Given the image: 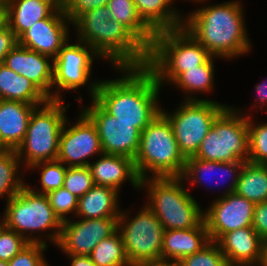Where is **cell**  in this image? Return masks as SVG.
Listing matches in <instances>:
<instances>
[{
  "label": "cell",
  "instance_id": "obj_1",
  "mask_svg": "<svg viewBox=\"0 0 267 266\" xmlns=\"http://www.w3.org/2000/svg\"><path fill=\"white\" fill-rule=\"evenodd\" d=\"M115 69L126 73L117 79L95 80L89 84L91 100L111 116L134 124L142 132L161 111L158 101L161 87L146 66Z\"/></svg>",
  "mask_w": 267,
  "mask_h": 266
},
{
  "label": "cell",
  "instance_id": "obj_2",
  "mask_svg": "<svg viewBox=\"0 0 267 266\" xmlns=\"http://www.w3.org/2000/svg\"><path fill=\"white\" fill-rule=\"evenodd\" d=\"M243 6L237 0L201 7L187 14L183 28L212 57L232 59L251 50L244 23Z\"/></svg>",
  "mask_w": 267,
  "mask_h": 266
},
{
  "label": "cell",
  "instance_id": "obj_3",
  "mask_svg": "<svg viewBox=\"0 0 267 266\" xmlns=\"http://www.w3.org/2000/svg\"><path fill=\"white\" fill-rule=\"evenodd\" d=\"M73 26L78 40L112 62L114 68L147 65L148 48L126 26L111 18L107 6L88 11Z\"/></svg>",
  "mask_w": 267,
  "mask_h": 266
},
{
  "label": "cell",
  "instance_id": "obj_4",
  "mask_svg": "<svg viewBox=\"0 0 267 266\" xmlns=\"http://www.w3.org/2000/svg\"><path fill=\"white\" fill-rule=\"evenodd\" d=\"M210 57L208 50L180 27L155 34L146 67L161 87L164 82L171 84L186 70L203 65Z\"/></svg>",
  "mask_w": 267,
  "mask_h": 266
},
{
  "label": "cell",
  "instance_id": "obj_5",
  "mask_svg": "<svg viewBox=\"0 0 267 266\" xmlns=\"http://www.w3.org/2000/svg\"><path fill=\"white\" fill-rule=\"evenodd\" d=\"M186 158L180 152L168 118L160 111L140 135L138 153L134 159L141 179L153 177H181Z\"/></svg>",
  "mask_w": 267,
  "mask_h": 266
},
{
  "label": "cell",
  "instance_id": "obj_6",
  "mask_svg": "<svg viewBox=\"0 0 267 266\" xmlns=\"http://www.w3.org/2000/svg\"><path fill=\"white\" fill-rule=\"evenodd\" d=\"M181 177H148L140 188H148L145 204L160 220L165 230L197 227L204 219L197 201L184 188Z\"/></svg>",
  "mask_w": 267,
  "mask_h": 266
},
{
  "label": "cell",
  "instance_id": "obj_7",
  "mask_svg": "<svg viewBox=\"0 0 267 266\" xmlns=\"http://www.w3.org/2000/svg\"><path fill=\"white\" fill-rule=\"evenodd\" d=\"M5 208L2 218H4V225L7 228L26 238L29 243L36 242L46 245L49 242L31 234L36 232L38 235V231L50 230L53 232L48 234V237L44 236L50 242L53 241L54 245L57 244L63 222L54 213L46 194L34 192L30 185L26 184L7 201Z\"/></svg>",
  "mask_w": 267,
  "mask_h": 266
},
{
  "label": "cell",
  "instance_id": "obj_8",
  "mask_svg": "<svg viewBox=\"0 0 267 266\" xmlns=\"http://www.w3.org/2000/svg\"><path fill=\"white\" fill-rule=\"evenodd\" d=\"M63 103V100L49 99L33 110L24 140L15 150L25 168L57 159L60 134L69 120L64 115L67 110Z\"/></svg>",
  "mask_w": 267,
  "mask_h": 266
},
{
  "label": "cell",
  "instance_id": "obj_9",
  "mask_svg": "<svg viewBox=\"0 0 267 266\" xmlns=\"http://www.w3.org/2000/svg\"><path fill=\"white\" fill-rule=\"evenodd\" d=\"M240 111L227 106L216 117L193 157L217 162H248V115Z\"/></svg>",
  "mask_w": 267,
  "mask_h": 266
},
{
  "label": "cell",
  "instance_id": "obj_10",
  "mask_svg": "<svg viewBox=\"0 0 267 266\" xmlns=\"http://www.w3.org/2000/svg\"><path fill=\"white\" fill-rule=\"evenodd\" d=\"M188 96V97H187ZM177 110L161 112L168 118L180 152L185 158L194 156L216 117L228 106L214 100L187 95Z\"/></svg>",
  "mask_w": 267,
  "mask_h": 266
},
{
  "label": "cell",
  "instance_id": "obj_11",
  "mask_svg": "<svg viewBox=\"0 0 267 266\" xmlns=\"http://www.w3.org/2000/svg\"><path fill=\"white\" fill-rule=\"evenodd\" d=\"M127 214L124 210L119 214L118 231L130 265L161 260L165 229L158 217L146 205L132 219Z\"/></svg>",
  "mask_w": 267,
  "mask_h": 266
},
{
  "label": "cell",
  "instance_id": "obj_12",
  "mask_svg": "<svg viewBox=\"0 0 267 266\" xmlns=\"http://www.w3.org/2000/svg\"><path fill=\"white\" fill-rule=\"evenodd\" d=\"M68 42L53 59V100H62L60 91L77 90L90 79L93 58L100 56L87 44Z\"/></svg>",
  "mask_w": 267,
  "mask_h": 266
},
{
  "label": "cell",
  "instance_id": "obj_13",
  "mask_svg": "<svg viewBox=\"0 0 267 266\" xmlns=\"http://www.w3.org/2000/svg\"><path fill=\"white\" fill-rule=\"evenodd\" d=\"M82 111L95 124L102 152L135 159L140 145L141 132L132 123L119 121L108 114L94 99Z\"/></svg>",
  "mask_w": 267,
  "mask_h": 266
},
{
  "label": "cell",
  "instance_id": "obj_14",
  "mask_svg": "<svg viewBox=\"0 0 267 266\" xmlns=\"http://www.w3.org/2000/svg\"><path fill=\"white\" fill-rule=\"evenodd\" d=\"M77 123L62 128L59 139L58 161L67 167L89 166L88 158L102 154L97 128L91 119L81 111Z\"/></svg>",
  "mask_w": 267,
  "mask_h": 266
},
{
  "label": "cell",
  "instance_id": "obj_15",
  "mask_svg": "<svg viewBox=\"0 0 267 266\" xmlns=\"http://www.w3.org/2000/svg\"><path fill=\"white\" fill-rule=\"evenodd\" d=\"M218 198L203 214L210 240L215 242L225 233L252 226L255 208L254 203L235 192Z\"/></svg>",
  "mask_w": 267,
  "mask_h": 266
},
{
  "label": "cell",
  "instance_id": "obj_16",
  "mask_svg": "<svg viewBox=\"0 0 267 266\" xmlns=\"http://www.w3.org/2000/svg\"><path fill=\"white\" fill-rule=\"evenodd\" d=\"M118 230V217L67 219L56 244L67 255H89L95 246Z\"/></svg>",
  "mask_w": 267,
  "mask_h": 266
},
{
  "label": "cell",
  "instance_id": "obj_17",
  "mask_svg": "<svg viewBox=\"0 0 267 266\" xmlns=\"http://www.w3.org/2000/svg\"><path fill=\"white\" fill-rule=\"evenodd\" d=\"M69 24L72 23L61 4L48 18L37 21L27 29L18 38V44L54 59L59 50L69 42Z\"/></svg>",
  "mask_w": 267,
  "mask_h": 266
},
{
  "label": "cell",
  "instance_id": "obj_18",
  "mask_svg": "<svg viewBox=\"0 0 267 266\" xmlns=\"http://www.w3.org/2000/svg\"><path fill=\"white\" fill-rule=\"evenodd\" d=\"M3 64L15 73L32 81L50 100H53L54 64L50 56L17 44L6 55Z\"/></svg>",
  "mask_w": 267,
  "mask_h": 266
},
{
  "label": "cell",
  "instance_id": "obj_19",
  "mask_svg": "<svg viewBox=\"0 0 267 266\" xmlns=\"http://www.w3.org/2000/svg\"><path fill=\"white\" fill-rule=\"evenodd\" d=\"M217 243L227 264L260 266L262 239L252 226L225 233Z\"/></svg>",
  "mask_w": 267,
  "mask_h": 266
},
{
  "label": "cell",
  "instance_id": "obj_20",
  "mask_svg": "<svg viewBox=\"0 0 267 266\" xmlns=\"http://www.w3.org/2000/svg\"><path fill=\"white\" fill-rule=\"evenodd\" d=\"M99 156L97 161L89 164L95 185L108 186L119 192L121 184L129 180L135 189L140 188V178L133 159L106 153Z\"/></svg>",
  "mask_w": 267,
  "mask_h": 266
},
{
  "label": "cell",
  "instance_id": "obj_21",
  "mask_svg": "<svg viewBox=\"0 0 267 266\" xmlns=\"http://www.w3.org/2000/svg\"><path fill=\"white\" fill-rule=\"evenodd\" d=\"M40 105L0 99V145L16 150L24 140L30 116Z\"/></svg>",
  "mask_w": 267,
  "mask_h": 266
},
{
  "label": "cell",
  "instance_id": "obj_22",
  "mask_svg": "<svg viewBox=\"0 0 267 266\" xmlns=\"http://www.w3.org/2000/svg\"><path fill=\"white\" fill-rule=\"evenodd\" d=\"M210 241L204 220L194 228L165 230L161 260L179 262L200 251Z\"/></svg>",
  "mask_w": 267,
  "mask_h": 266
},
{
  "label": "cell",
  "instance_id": "obj_23",
  "mask_svg": "<svg viewBox=\"0 0 267 266\" xmlns=\"http://www.w3.org/2000/svg\"><path fill=\"white\" fill-rule=\"evenodd\" d=\"M7 25L19 38L37 21L48 18L60 5V0H5Z\"/></svg>",
  "mask_w": 267,
  "mask_h": 266
},
{
  "label": "cell",
  "instance_id": "obj_24",
  "mask_svg": "<svg viewBox=\"0 0 267 266\" xmlns=\"http://www.w3.org/2000/svg\"><path fill=\"white\" fill-rule=\"evenodd\" d=\"M244 163L245 161H235V162L207 161L204 159H197L196 157L191 156L186 158L185 167L181 175V178L183 179V181L192 180L190 184H196V183L201 184L202 182H206L208 180L207 177L210 173L216 178L215 180H219V178L217 177L218 175L217 174L214 175L213 172L214 173L220 172L223 177L228 176V178L230 177V180L232 179L231 183L228 185L229 186L228 189L226 190L225 193L223 192L222 194V195H227L235 191L239 175ZM212 175H209L211 176L210 178L213 177ZM218 183L219 182H217V185Z\"/></svg>",
  "mask_w": 267,
  "mask_h": 266
},
{
  "label": "cell",
  "instance_id": "obj_25",
  "mask_svg": "<svg viewBox=\"0 0 267 266\" xmlns=\"http://www.w3.org/2000/svg\"><path fill=\"white\" fill-rule=\"evenodd\" d=\"M119 192L108 186L94 185L78 198L76 215L82 219L119 217Z\"/></svg>",
  "mask_w": 267,
  "mask_h": 266
},
{
  "label": "cell",
  "instance_id": "obj_26",
  "mask_svg": "<svg viewBox=\"0 0 267 266\" xmlns=\"http://www.w3.org/2000/svg\"><path fill=\"white\" fill-rule=\"evenodd\" d=\"M0 99L42 105L49 98L29 79L0 64Z\"/></svg>",
  "mask_w": 267,
  "mask_h": 266
},
{
  "label": "cell",
  "instance_id": "obj_27",
  "mask_svg": "<svg viewBox=\"0 0 267 266\" xmlns=\"http://www.w3.org/2000/svg\"><path fill=\"white\" fill-rule=\"evenodd\" d=\"M141 19L155 32L183 27L184 19L171 6L175 0H133ZM181 15V16H180Z\"/></svg>",
  "mask_w": 267,
  "mask_h": 266
},
{
  "label": "cell",
  "instance_id": "obj_28",
  "mask_svg": "<svg viewBox=\"0 0 267 266\" xmlns=\"http://www.w3.org/2000/svg\"><path fill=\"white\" fill-rule=\"evenodd\" d=\"M107 7L111 18L126 26L148 49L155 32L141 19L133 0H109Z\"/></svg>",
  "mask_w": 267,
  "mask_h": 266
},
{
  "label": "cell",
  "instance_id": "obj_29",
  "mask_svg": "<svg viewBox=\"0 0 267 266\" xmlns=\"http://www.w3.org/2000/svg\"><path fill=\"white\" fill-rule=\"evenodd\" d=\"M234 192L254 204L267 201V165L245 162Z\"/></svg>",
  "mask_w": 267,
  "mask_h": 266
},
{
  "label": "cell",
  "instance_id": "obj_30",
  "mask_svg": "<svg viewBox=\"0 0 267 266\" xmlns=\"http://www.w3.org/2000/svg\"><path fill=\"white\" fill-rule=\"evenodd\" d=\"M213 58L215 57L211 56L203 65L181 73L172 84L177 85L178 88L186 91L187 94L211 92L215 74Z\"/></svg>",
  "mask_w": 267,
  "mask_h": 266
},
{
  "label": "cell",
  "instance_id": "obj_31",
  "mask_svg": "<svg viewBox=\"0 0 267 266\" xmlns=\"http://www.w3.org/2000/svg\"><path fill=\"white\" fill-rule=\"evenodd\" d=\"M89 257L96 266H131L118 230L100 241L90 252Z\"/></svg>",
  "mask_w": 267,
  "mask_h": 266
},
{
  "label": "cell",
  "instance_id": "obj_32",
  "mask_svg": "<svg viewBox=\"0 0 267 266\" xmlns=\"http://www.w3.org/2000/svg\"><path fill=\"white\" fill-rule=\"evenodd\" d=\"M21 164L13 149L0 151V198L7 196V201L17 194L26 184L18 175Z\"/></svg>",
  "mask_w": 267,
  "mask_h": 266
},
{
  "label": "cell",
  "instance_id": "obj_33",
  "mask_svg": "<svg viewBox=\"0 0 267 266\" xmlns=\"http://www.w3.org/2000/svg\"><path fill=\"white\" fill-rule=\"evenodd\" d=\"M41 169V189L38 191L35 188L30 187L34 192L41 194H48L53 190H57L63 187V182L67 170V166L58 160L39 162L33 164L29 169ZM40 190V191H39Z\"/></svg>",
  "mask_w": 267,
  "mask_h": 266
},
{
  "label": "cell",
  "instance_id": "obj_34",
  "mask_svg": "<svg viewBox=\"0 0 267 266\" xmlns=\"http://www.w3.org/2000/svg\"><path fill=\"white\" fill-rule=\"evenodd\" d=\"M248 162L267 165V123L256 125L248 116Z\"/></svg>",
  "mask_w": 267,
  "mask_h": 266
},
{
  "label": "cell",
  "instance_id": "obj_35",
  "mask_svg": "<svg viewBox=\"0 0 267 266\" xmlns=\"http://www.w3.org/2000/svg\"><path fill=\"white\" fill-rule=\"evenodd\" d=\"M178 266H225L226 258L219 245L215 241H210L200 251L184 257Z\"/></svg>",
  "mask_w": 267,
  "mask_h": 266
},
{
  "label": "cell",
  "instance_id": "obj_36",
  "mask_svg": "<svg viewBox=\"0 0 267 266\" xmlns=\"http://www.w3.org/2000/svg\"><path fill=\"white\" fill-rule=\"evenodd\" d=\"M89 166L67 167L63 187L78 198L94 186Z\"/></svg>",
  "mask_w": 267,
  "mask_h": 266
},
{
  "label": "cell",
  "instance_id": "obj_37",
  "mask_svg": "<svg viewBox=\"0 0 267 266\" xmlns=\"http://www.w3.org/2000/svg\"><path fill=\"white\" fill-rule=\"evenodd\" d=\"M46 195L50 201V205L53 208L54 213L62 222L68 219L66 215L72 212L74 215H76L78 197L64 187L53 190Z\"/></svg>",
  "mask_w": 267,
  "mask_h": 266
},
{
  "label": "cell",
  "instance_id": "obj_38",
  "mask_svg": "<svg viewBox=\"0 0 267 266\" xmlns=\"http://www.w3.org/2000/svg\"><path fill=\"white\" fill-rule=\"evenodd\" d=\"M28 244L26 238L4 225L0 230V261H10Z\"/></svg>",
  "mask_w": 267,
  "mask_h": 266
},
{
  "label": "cell",
  "instance_id": "obj_39",
  "mask_svg": "<svg viewBox=\"0 0 267 266\" xmlns=\"http://www.w3.org/2000/svg\"><path fill=\"white\" fill-rule=\"evenodd\" d=\"M47 248L46 244L31 242L8 261V264L9 266H49L43 255Z\"/></svg>",
  "mask_w": 267,
  "mask_h": 266
},
{
  "label": "cell",
  "instance_id": "obj_40",
  "mask_svg": "<svg viewBox=\"0 0 267 266\" xmlns=\"http://www.w3.org/2000/svg\"><path fill=\"white\" fill-rule=\"evenodd\" d=\"M109 0H65L62 3L65 15L72 25L85 13L97 7L107 6Z\"/></svg>",
  "mask_w": 267,
  "mask_h": 266
},
{
  "label": "cell",
  "instance_id": "obj_41",
  "mask_svg": "<svg viewBox=\"0 0 267 266\" xmlns=\"http://www.w3.org/2000/svg\"><path fill=\"white\" fill-rule=\"evenodd\" d=\"M252 227L262 240L267 238V201L255 204Z\"/></svg>",
  "mask_w": 267,
  "mask_h": 266
},
{
  "label": "cell",
  "instance_id": "obj_42",
  "mask_svg": "<svg viewBox=\"0 0 267 266\" xmlns=\"http://www.w3.org/2000/svg\"><path fill=\"white\" fill-rule=\"evenodd\" d=\"M18 44L15 33L6 24L0 29V64L4 62L6 55Z\"/></svg>",
  "mask_w": 267,
  "mask_h": 266
},
{
  "label": "cell",
  "instance_id": "obj_43",
  "mask_svg": "<svg viewBox=\"0 0 267 266\" xmlns=\"http://www.w3.org/2000/svg\"><path fill=\"white\" fill-rule=\"evenodd\" d=\"M71 266H96L89 255H68Z\"/></svg>",
  "mask_w": 267,
  "mask_h": 266
},
{
  "label": "cell",
  "instance_id": "obj_44",
  "mask_svg": "<svg viewBox=\"0 0 267 266\" xmlns=\"http://www.w3.org/2000/svg\"><path fill=\"white\" fill-rule=\"evenodd\" d=\"M265 82L259 83V85H257L255 87V90L258 92L257 93L258 98H256V99H257V104L259 105V103H260V107H261L260 109H263V107L267 106V83H265ZM263 104H264V106H263Z\"/></svg>",
  "mask_w": 267,
  "mask_h": 266
},
{
  "label": "cell",
  "instance_id": "obj_45",
  "mask_svg": "<svg viewBox=\"0 0 267 266\" xmlns=\"http://www.w3.org/2000/svg\"><path fill=\"white\" fill-rule=\"evenodd\" d=\"M137 266H178V263L174 261H169V260H154V261L141 263Z\"/></svg>",
  "mask_w": 267,
  "mask_h": 266
},
{
  "label": "cell",
  "instance_id": "obj_46",
  "mask_svg": "<svg viewBox=\"0 0 267 266\" xmlns=\"http://www.w3.org/2000/svg\"><path fill=\"white\" fill-rule=\"evenodd\" d=\"M7 24V8L5 0H0V29Z\"/></svg>",
  "mask_w": 267,
  "mask_h": 266
},
{
  "label": "cell",
  "instance_id": "obj_47",
  "mask_svg": "<svg viewBox=\"0 0 267 266\" xmlns=\"http://www.w3.org/2000/svg\"><path fill=\"white\" fill-rule=\"evenodd\" d=\"M260 266H267V238L262 240V259Z\"/></svg>",
  "mask_w": 267,
  "mask_h": 266
},
{
  "label": "cell",
  "instance_id": "obj_48",
  "mask_svg": "<svg viewBox=\"0 0 267 266\" xmlns=\"http://www.w3.org/2000/svg\"><path fill=\"white\" fill-rule=\"evenodd\" d=\"M0 266H9L8 262L0 261Z\"/></svg>",
  "mask_w": 267,
  "mask_h": 266
},
{
  "label": "cell",
  "instance_id": "obj_49",
  "mask_svg": "<svg viewBox=\"0 0 267 266\" xmlns=\"http://www.w3.org/2000/svg\"><path fill=\"white\" fill-rule=\"evenodd\" d=\"M225 266H250V265L226 264Z\"/></svg>",
  "mask_w": 267,
  "mask_h": 266
},
{
  "label": "cell",
  "instance_id": "obj_50",
  "mask_svg": "<svg viewBox=\"0 0 267 266\" xmlns=\"http://www.w3.org/2000/svg\"><path fill=\"white\" fill-rule=\"evenodd\" d=\"M4 226V218L2 220H0V230L1 228Z\"/></svg>",
  "mask_w": 267,
  "mask_h": 266
},
{
  "label": "cell",
  "instance_id": "obj_51",
  "mask_svg": "<svg viewBox=\"0 0 267 266\" xmlns=\"http://www.w3.org/2000/svg\"><path fill=\"white\" fill-rule=\"evenodd\" d=\"M190 1V0H189ZM191 1H193V2H198V3H201V2H205V1H207V0H191Z\"/></svg>",
  "mask_w": 267,
  "mask_h": 266
},
{
  "label": "cell",
  "instance_id": "obj_52",
  "mask_svg": "<svg viewBox=\"0 0 267 266\" xmlns=\"http://www.w3.org/2000/svg\"><path fill=\"white\" fill-rule=\"evenodd\" d=\"M4 150V148L0 145V151Z\"/></svg>",
  "mask_w": 267,
  "mask_h": 266
}]
</instances>
